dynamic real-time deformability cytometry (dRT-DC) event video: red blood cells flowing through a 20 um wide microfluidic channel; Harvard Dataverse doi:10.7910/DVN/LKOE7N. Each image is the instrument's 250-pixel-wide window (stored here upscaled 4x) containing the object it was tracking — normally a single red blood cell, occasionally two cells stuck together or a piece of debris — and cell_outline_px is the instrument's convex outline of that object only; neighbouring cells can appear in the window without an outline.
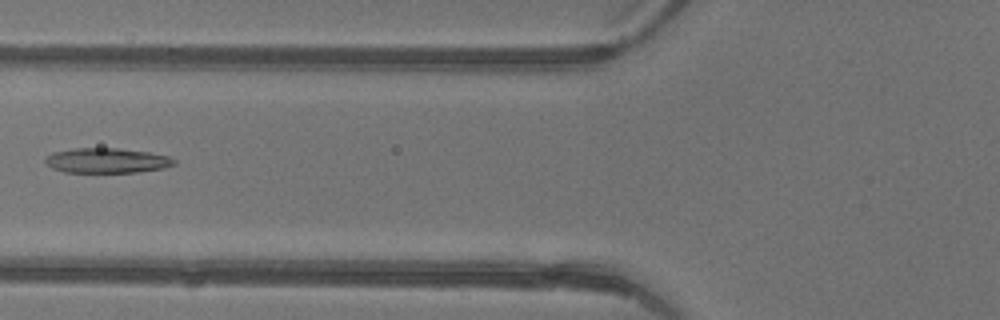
{"species": "common noctule bat (a hibernating species)", "species_latin": "Nyctalus noctula", "temperature_condition": "warm", "stored_images_in_passage": 6, "camera_frame_rate_fps": 3000, "um_per_image_px": 0.085, "animal": {"sex": "female"}, "frame": {"image": 1, "passage_image": 6, "time_ms": 1.667, "image_size_px": [1000, 320], "cell_outline_px": [[176, 164], [164, 168], [136, 172], [64, 172], [52, 168], [44, 160], [44, 156], [52, 152], [76, 148], [120, 148], [148, 152], [168, 156], [176, 160]], "centroid_in_image_um": [9.07, 13.64], "position_along_channel_um": 116.7, "area_um2": 18.79}}